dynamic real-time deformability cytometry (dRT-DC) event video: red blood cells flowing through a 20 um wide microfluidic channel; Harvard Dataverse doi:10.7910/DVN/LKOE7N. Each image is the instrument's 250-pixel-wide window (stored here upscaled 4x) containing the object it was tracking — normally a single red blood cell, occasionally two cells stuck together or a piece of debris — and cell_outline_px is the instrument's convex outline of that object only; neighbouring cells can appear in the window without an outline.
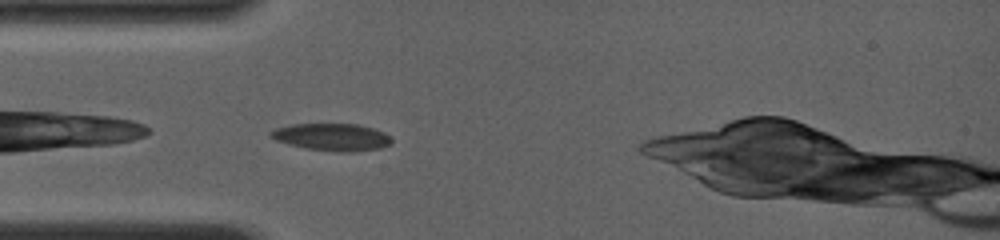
{"species": "common noctule bat (a hibernating species)", "species_latin": "Nyctalus noctula", "temperature_condition": "room temperature", "stored_images_in_passage": 19, "camera_frame_rate_fps": 4000, "um_per_image_px": 0.085, "animal": {"sex": "female", "body_mass_g": 19.0, "forearm_length_mm": 56.7}, "frame": {"image": 1, "passage_image": 1, "time_ms": 0.0, "image_size_px": [1000, 240], "cell_outline_px": [[392, 144], [380, 148], [352, 152], [340, 152], [308, 148], [288, 144], [276, 140], [268, 136], [268, 132], [276, 128], [292, 124], [356, 124], [372, 128], [384, 132], [392, 140]], "centroid_in_image_um": [28.2, 11.65], "position_along_channel_um": 56.8, "area_um2": 19.13}}
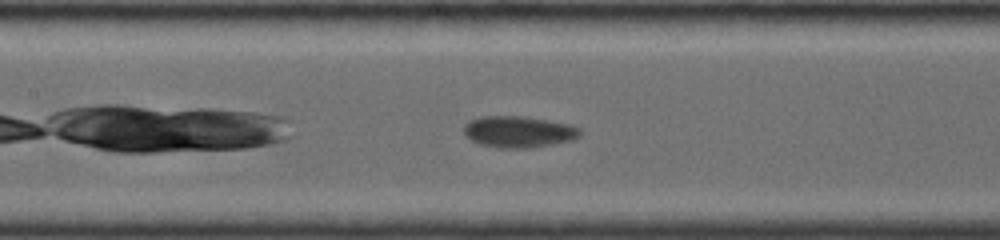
{"frame": {"image": 2, "passage_image": 9, "time_ms": 2.75, "image_size_px": [1000, 240], "cell_outline_px": [[580, 136], [572, 140], [552, 144], [528, 148], [500, 148], [480, 144], [464, 136], [464, 124], [480, 116], [520, 116], [548, 120], [568, 124], [580, 128]], "centroid_in_image_um": [44.06, 11.2], "position_along_channel_um": 163.3, "area_um2": 21.21}}
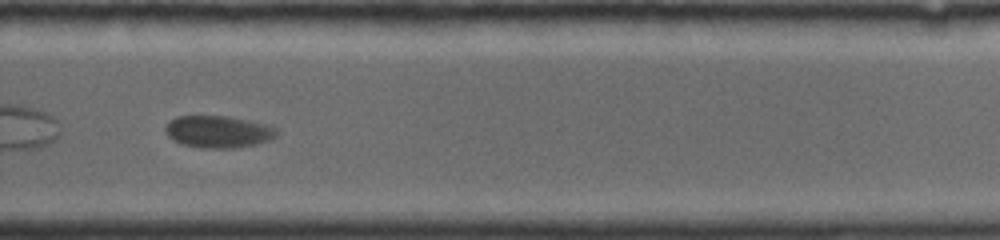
{"frame": {"image": 3, "passage_image": 18, "time_ms": 6.5, "image_size_px": [1000, 240], "cell_outline_px": [[276, 136], [268, 140], [256, 144], [232, 148], [200, 148], [184, 144], [172, 140], [168, 136], [164, 128], [176, 116], [228, 116], [268, 124], [276, 128]], "centroid_in_image_um": [18.55, 11.19], "position_along_channel_um": 311.3, "area_um2": 20.69}}